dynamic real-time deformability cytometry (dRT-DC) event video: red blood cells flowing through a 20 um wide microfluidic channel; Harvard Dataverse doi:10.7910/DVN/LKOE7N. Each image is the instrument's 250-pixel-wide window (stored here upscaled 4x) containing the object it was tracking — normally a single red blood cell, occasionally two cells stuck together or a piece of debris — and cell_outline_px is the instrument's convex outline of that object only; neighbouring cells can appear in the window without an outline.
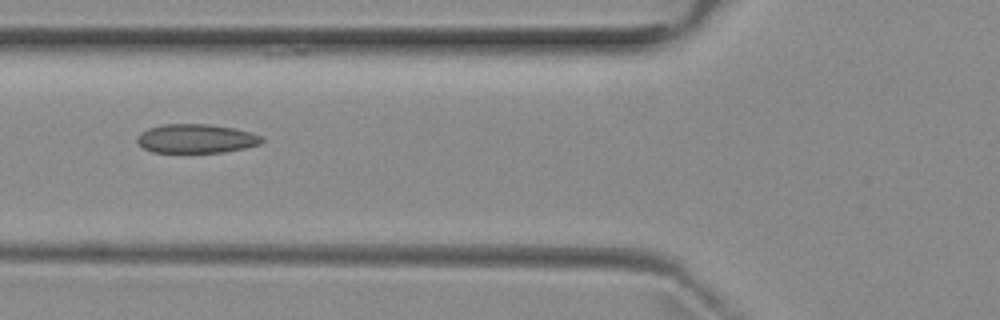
{"species": "common noctule bat (a hibernating species)", "species_latin": "Nyctalus noctula", "temperature_condition": "room temperature", "stored_images_in_passage": 6, "camera_frame_rate_fps": 3000, "um_per_image_px": 0.085, "animal": {"sex": "female", "body_mass_g": 29.2, "forearm_length_mm": 56.3}, "frame": {"image": 1, "passage_image": 6, "time_ms": 6.0, "image_size_px": [1000, 320], "cell_outline_px": [[264, 140], [260, 144], [244, 148], [224, 152], [152, 152], [144, 148], [136, 140], [136, 136], [140, 132], [148, 128], [164, 124], [208, 124], [236, 128], [264, 136]], "centroid_in_image_um": [16.69, 11.77], "position_along_channel_um": 109.1, "area_um2": 21.15}}